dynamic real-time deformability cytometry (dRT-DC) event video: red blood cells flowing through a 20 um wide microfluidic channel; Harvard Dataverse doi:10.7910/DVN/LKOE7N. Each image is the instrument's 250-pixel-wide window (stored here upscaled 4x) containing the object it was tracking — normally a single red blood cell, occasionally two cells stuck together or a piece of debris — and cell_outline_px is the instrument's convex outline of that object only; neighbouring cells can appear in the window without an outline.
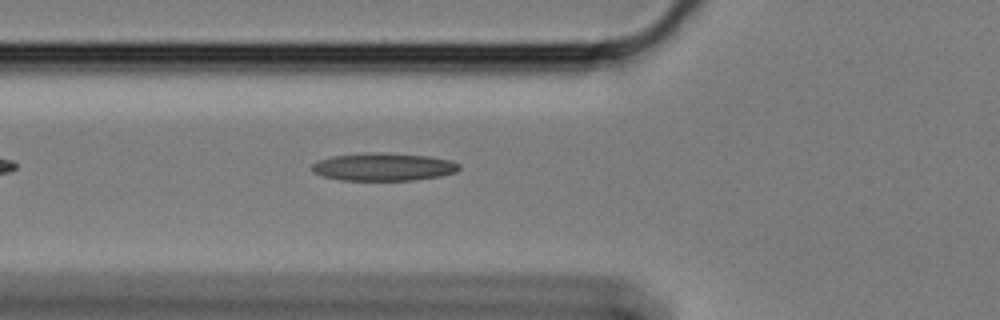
{"species": "Egyptian fruit bat (a non-hibernating species)", "species_latin": "Rousettus aegyptiacus", "temperature_condition": "cold", "stored_images_in_passage": 38, "camera_frame_rate_fps": 3000, "um_per_image_px": 0.085, "animal": {"sex": "female"}, "frame": {"image": 1, "passage_image": 4, "time_ms": 1.0, "image_size_px": [1000, 320], "cell_outline_px": [[460, 168], [456, 172], [440, 176], [412, 180], [344, 180], [324, 176], [316, 172], [312, 168], [312, 164], [316, 160], [332, 156], [364, 152], [380, 152], [428, 156], [448, 160], [460, 164]], "centroid_in_image_um": [32.59, 14.17], "position_along_channel_um": 93.2, "area_um2": 23.76}}
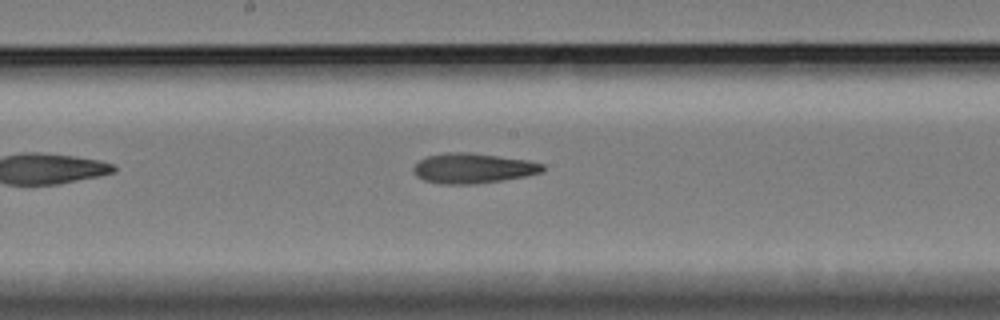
{"frame": {"image": 2, "passage_image": 14, "time_ms": 4.333, "image_size_px": [1000, 320], "cell_outline_px": [[544, 172], [504, 180], [472, 184], [440, 184], [424, 180], [416, 176], [412, 168], [420, 160], [428, 156], [448, 152], [472, 152], [528, 160], [544, 164]], "centroid_in_image_um": [40.21, 14.3], "position_along_channel_um": 208.0, "area_um2": 22.72}}
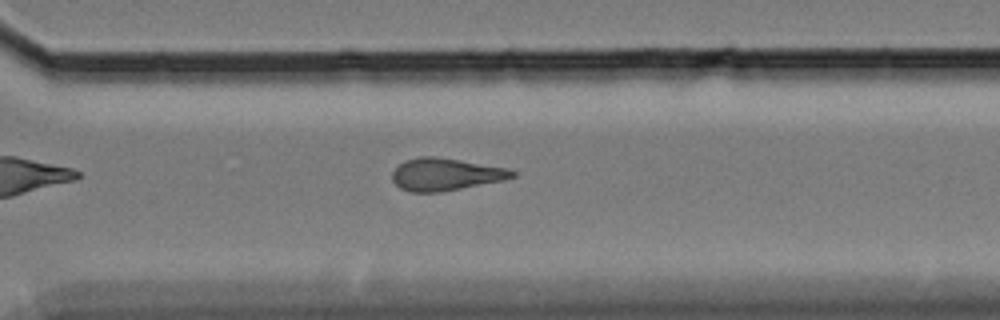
{"frame": {"image": 3, "passage_image": 25, "time_ms": 8.0, "image_size_px": [1000, 320], "cell_outline_px": [[516, 176], [504, 180], [444, 192], [408, 192], [400, 188], [392, 180], [392, 172], [404, 160], [420, 156], [436, 156], [508, 168], [516, 172]], "centroid_in_image_um": [37.87, 14.82], "position_along_channel_um": 332.7, "area_um2": 22.83}, "authors_computed_cell_mechanics": {"area_um2": 22.1663, "velocity_mm_per_s": 3.4105, "shape_relaxation_time_tau1_ms": 9.6928, "shape_relaxation_time_tau2_ms": 8.1246, "deformation_change_tau1": 0.2172, "deformation_change_tau2": 0.2023}}